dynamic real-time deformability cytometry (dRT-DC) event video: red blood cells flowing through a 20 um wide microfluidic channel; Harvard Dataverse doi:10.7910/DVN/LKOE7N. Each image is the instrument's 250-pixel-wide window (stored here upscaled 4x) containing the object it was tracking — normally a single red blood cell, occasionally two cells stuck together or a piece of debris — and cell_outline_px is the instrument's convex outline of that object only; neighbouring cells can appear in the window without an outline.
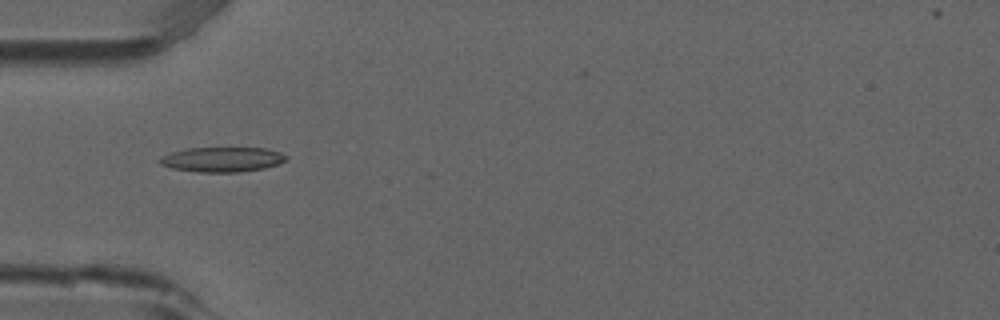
{"species": "common noctule bat (a hibernating species)", "species_latin": "Nyctalus noctula", "temperature_condition": "room temperature", "stored_images_in_passage": 6, "camera_frame_rate_fps": 3000, "um_per_image_px": 0.085, "animal": {"sex": "male", "forearm_length_mm": 52.5}, "frame": {"image": 1, "passage_image": 3, "time_ms": 0.667, "image_size_px": [1000, 320], "cell_outline_px": [[288, 160], [264, 168], [236, 172], [200, 172], [172, 168], [160, 164], [156, 160], [160, 156], [172, 152], [188, 148], [264, 148], [280, 152], [288, 156]], "centroid_in_image_um": [18.86, 13.55], "position_along_channel_um": 66.1, "area_um2": 18.26}}
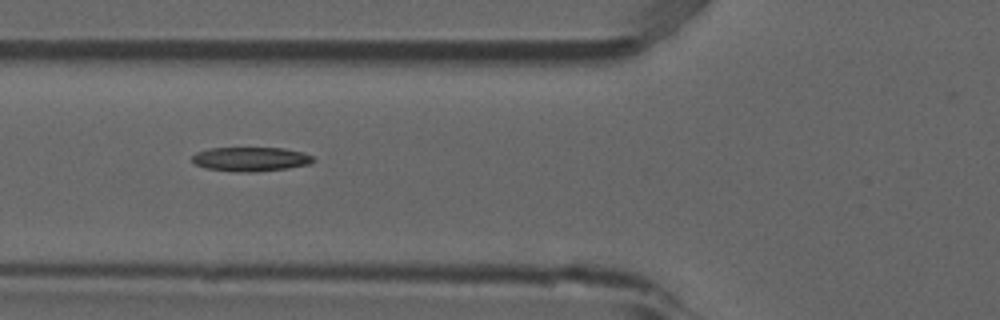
{"frame": {"image": 2, "passage_image": 4, "time_ms": 1.0, "image_size_px": [1000, 320], "cell_outline_px": [[316, 160], [308, 164], [288, 168], [256, 172], [236, 172], [204, 168], [196, 164], [192, 160], [192, 156], [196, 152], [212, 148], [284, 148], [300, 152], [312, 156]], "centroid_in_image_um": [21.29, 13.53], "position_along_channel_um": 104.5, "area_um2": 17.05}}
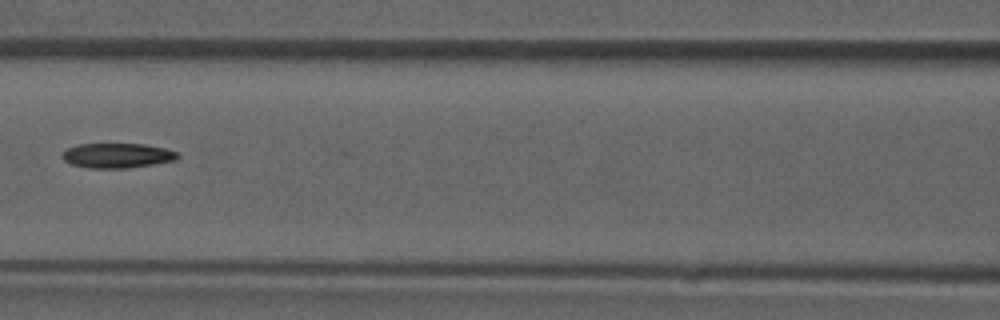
{"frame": {"image": 3, "passage_image": 5, "time_ms": 1.333, "image_size_px": [1000, 320], "cell_outline_px": [[180, 156], [176, 160], [128, 168], [88, 168], [72, 164], [64, 160], [64, 152], [68, 148], [76, 144], [144, 144], [164, 148], [176, 152]], "centroid_in_image_um": [9.98, 13.22], "position_along_channel_um": 156.6, "area_um2": 16.47}}